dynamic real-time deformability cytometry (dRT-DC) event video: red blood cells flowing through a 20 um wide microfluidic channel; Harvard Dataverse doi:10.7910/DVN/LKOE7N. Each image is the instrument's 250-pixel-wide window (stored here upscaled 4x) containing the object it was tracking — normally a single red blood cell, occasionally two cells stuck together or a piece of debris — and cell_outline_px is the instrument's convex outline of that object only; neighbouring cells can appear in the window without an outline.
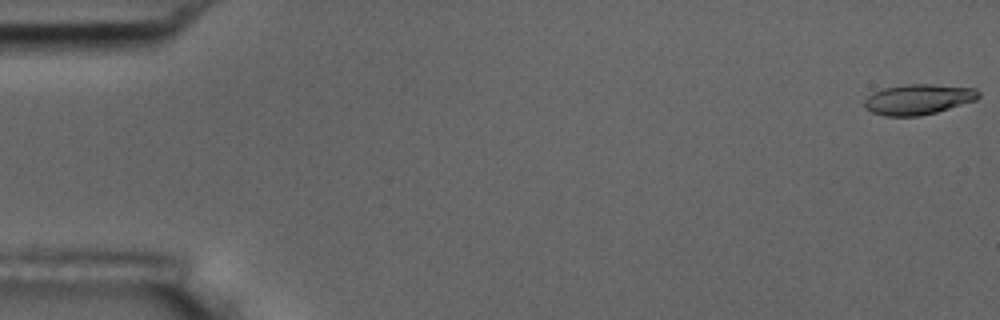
{"species": "common noctule bat (a hibernating species)", "species_latin": "Nyctalus noctula", "temperature_condition": "room temperature", "stored_images_in_passage": 7, "camera_frame_rate_fps": 3000, "um_per_image_px": 0.085, "animal": {"sex": "male", "body_mass_g": 17.5, "forearm_length_mm": 52.3}, "frame": {"image": 1, "passage_image": 1, "time_ms": 0.0, "image_size_px": [1000, 320], "cell_outline_px": [[980, 96], [976, 100], [936, 112], [920, 116], [884, 116], [872, 112], [864, 104], [864, 100], [872, 92], [884, 88], [904, 84], [928, 84], [976, 88], [980, 92]], "centroid_in_image_um": [78.06, 8.44], "position_along_channel_um": 6.9, "area_um2": 20.17}}